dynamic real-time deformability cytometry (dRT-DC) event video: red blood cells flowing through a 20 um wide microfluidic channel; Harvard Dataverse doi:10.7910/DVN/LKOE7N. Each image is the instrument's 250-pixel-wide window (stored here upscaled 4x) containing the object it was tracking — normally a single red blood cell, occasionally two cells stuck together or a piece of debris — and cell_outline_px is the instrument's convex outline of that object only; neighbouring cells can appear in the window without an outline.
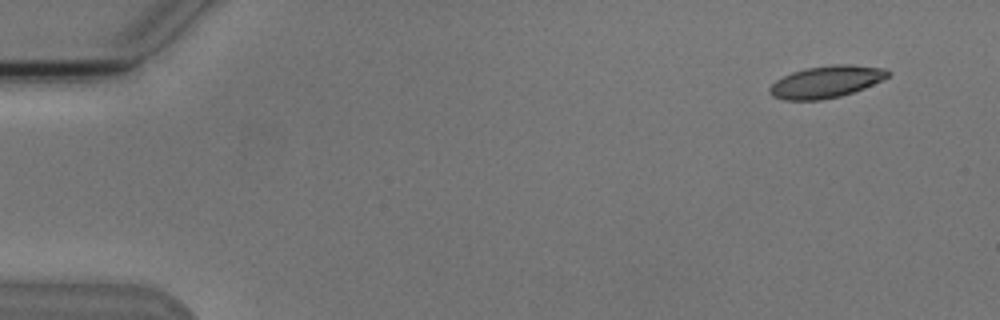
{"species": "Egyptian fruit bat (a non-hibernating species)", "species_latin": "Rousettus aegyptiacus", "temperature_condition": "cold", "stored_images_in_passage": 5, "camera_frame_rate_fps": 3000, "um_per_image_px": 0.085, "animal": {"sex": "male"}, "frame": {"image": 1, "passage_image": 1, "time_ms": 0.0, "image_size_px": [1000, 320], "cell_outline_px": [[892, 72], [888, 76], [864, 88], [840, 96], [820, 100], [784, 100], [772, 96], [768, 92], [768, 88], [776, 80], [792, 72], [804, 68], [832, 64], [852, 64], [884, 68]], "centroid_in_image_um": [70.2, 6.94], "position_along_channel_um": 14.8, "area_um2": 22.08}}
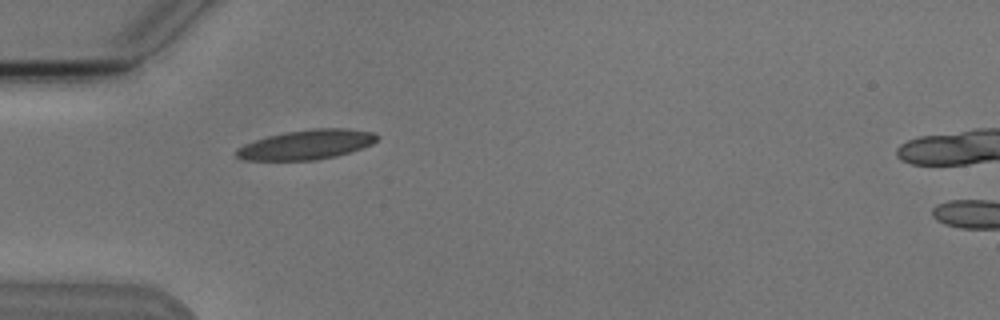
{"frame": {"image": 2, "passage_image": 4, "time_ms": 4.333, "image_size_px": [1000, 320], "cell_outline_px": [[380, 136], [372, 144], [336, 156], [316, 160], [244, 160], [236, 156], [236, 148], [244, 144], [268, 136], [288, 132], [312, 128], [344, 128], [372, 132]], "centroid_in_image_um": [26.04, 12.29], "position_along_channel_um": 59.0, "area_um2": 24.04}}